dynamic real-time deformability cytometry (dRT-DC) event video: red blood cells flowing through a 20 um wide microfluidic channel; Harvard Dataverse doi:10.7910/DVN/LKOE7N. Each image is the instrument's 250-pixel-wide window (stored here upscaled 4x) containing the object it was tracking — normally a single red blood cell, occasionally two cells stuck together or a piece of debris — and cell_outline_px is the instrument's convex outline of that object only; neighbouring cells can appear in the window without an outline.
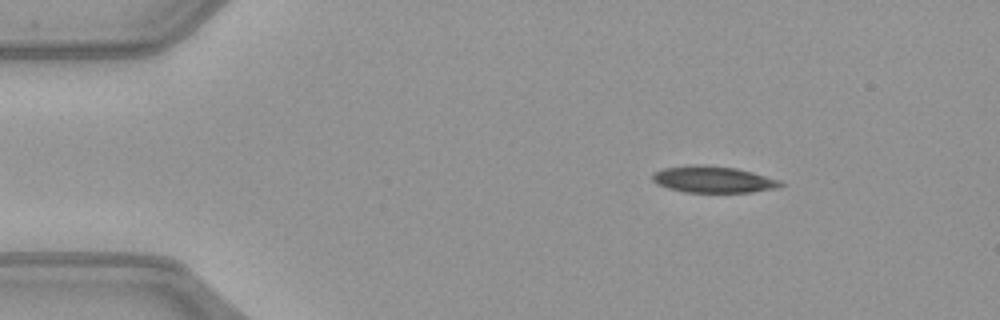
{"species": "common noctule bat (a hibernating species)", "species_latin": "Nyctalus noctula", "temperature_condition": "warm", "stored_images_in_passage": 14, "camera_frame_rate_fps": 3000, "um_per_image_px": 0.085, "animal": {"sex": "female", "body_mass_g": 21.9}, "frame": {"image": 1, "passage_image": 6, "time_ms": 1.667, "image_size_px": [1000, 320], "cell_outline_px": [[784, 184], [776, 188], [752, 192], [684, 192], [668, 188], [656, 184], [652, 180], [652, 176], [656, 172], [664, 168], [688, 164], [696, 164], [736, 168], [752, 172], [780, 180]], "centroid_in_image_um": [60.6, 15.25], "position_along_channel_um": 24.4, "area_um2": 19.77}}